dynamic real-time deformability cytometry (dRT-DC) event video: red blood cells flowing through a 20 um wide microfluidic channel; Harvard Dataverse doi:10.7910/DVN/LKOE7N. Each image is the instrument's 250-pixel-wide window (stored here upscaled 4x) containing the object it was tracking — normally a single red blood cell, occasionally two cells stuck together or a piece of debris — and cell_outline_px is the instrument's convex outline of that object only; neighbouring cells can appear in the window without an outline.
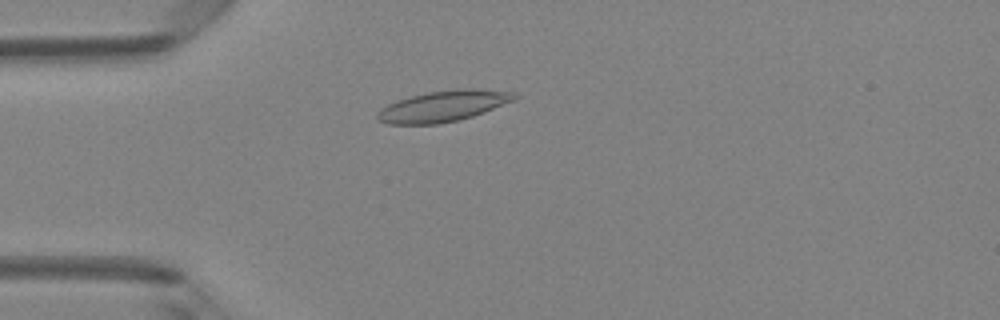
{"species": "Egyptian fruit bat (a non-hibernating species)", "species_latin": "Rousettus aegyptiacus", "temperature_condition": "room temperature", "stored_images_in_passage": 40, "camera_frame_rate_fps": 3000, "um_per_image_px": 0.085, "animal": {"sex": "female"}, "frame": {"image": 1, "passage_image": 4, "time_ms": 1.0, "image_size_px": [1000, 320], "cell_outline_px": [[520, 96], [516, 100], [484, 112], [472, 116], [456, 120], [436, 124], [388, 124], [380, 120], [376, 116], [376, 112], [380, 108], [396, 100], [428, 92], [460, 88], [476, 88], [512, 92]], "centroid_in_image_um": [37.69, 9.01], "position_along_channel_um": 47.3, "area_um2": 24.74}}
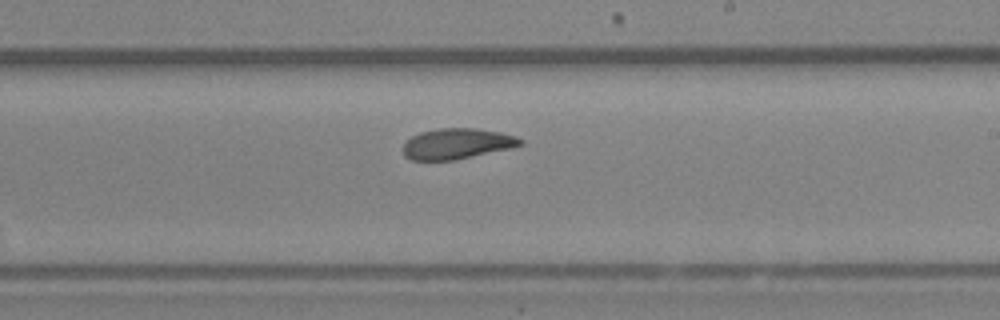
{"frame": {"image": 2, "passage_image": 20, "time_ms": 6.333, "image_size_px": [1000, 320], "cell_outline_px": [[524, 144], [512, 148], [452, 160], [412, 160], [404, 156], [404, 144], [412, 136], [420, 132], [440, 128], [476, 128], [500, 132], [516, 136], [524, 140]], "centroid_in_image_um": [38.87, 12.21], "position_along_channel_um": 250.1, "area_um2": 20.87}}
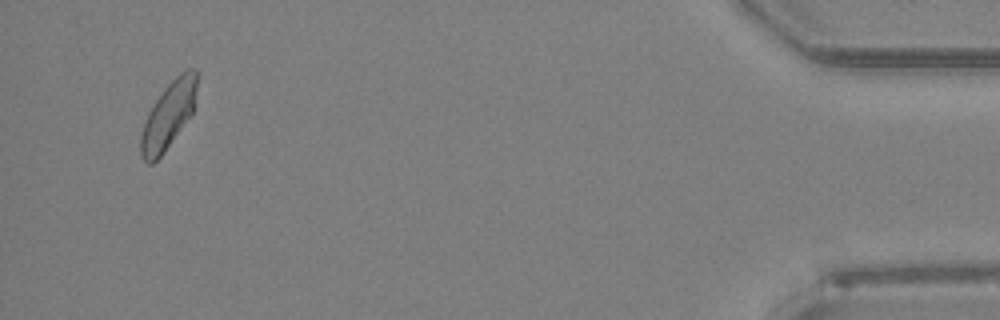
{"frame": {"image": 3, "passage_image": 38, "time_ms": 12.333, "image_size_px": [1000, 320], "cell_outline_px": [[196, 92], [192, 112], [164, 152], [152, 164], [148, 164], [140, 156], [140, 136], [148, 112], [164, 88], [180, 72], [188, 68], [196, 68]], "centroid_in_image_um": [14.29, 9.8], "position_along_channel_um": 420.9, "area_um2": 21.39}, "authors_computed_cell_mechanics": {"area_um2": 21.675, "velocity_mm_per_s": 4.1224, "shape_relaxation_time_tau1_ms": 5.2682, "shape_relaxation_time_tau2_ms": 2.6152, "deformation_change_tau1": 0.1383, "deformation_change_tau2": 0.0631}}